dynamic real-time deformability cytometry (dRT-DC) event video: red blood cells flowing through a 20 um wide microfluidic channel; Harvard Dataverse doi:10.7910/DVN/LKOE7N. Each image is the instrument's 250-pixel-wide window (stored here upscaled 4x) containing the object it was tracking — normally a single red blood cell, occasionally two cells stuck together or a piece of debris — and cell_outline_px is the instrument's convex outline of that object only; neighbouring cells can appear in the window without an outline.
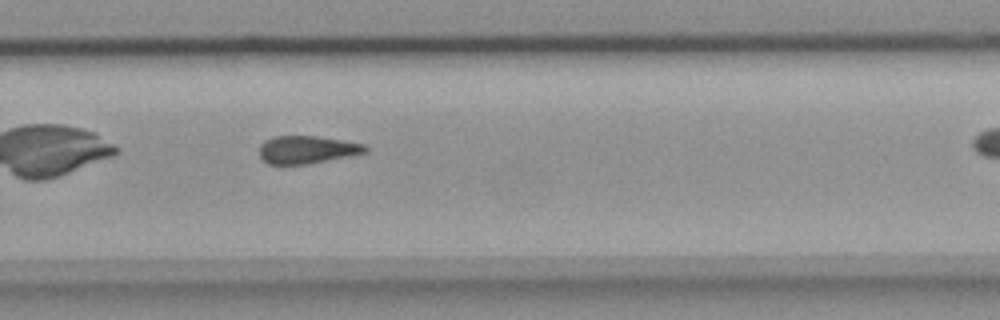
{"species": "common noctule bat (a hibernating species)", "species_latin": "Nyctalus noctula", "temperature_condition": "room temperature", "stored_images_in_passage": 26, "camera_frame_rate_fps": 3000, "um_per_image_px": 0.085, "animal": {"sex": "female", "body_mass_g": 18.4}, "frame": {"image": 1, "passage_image": 19, "time_ms": 6.0, "image_size_px": [1000, 320], "cell_outline_px": [[368, 148], [364, 152], [348, 156], [304, 164], [268, 164], [260, 156], [260, 144], [264, 140], [272, 136], [316, 136], [364, 144]], "centroid_in_image_um": [26.03, 12.71], "position_along_channel_um": 303.8, "area_um2": 16.82}}